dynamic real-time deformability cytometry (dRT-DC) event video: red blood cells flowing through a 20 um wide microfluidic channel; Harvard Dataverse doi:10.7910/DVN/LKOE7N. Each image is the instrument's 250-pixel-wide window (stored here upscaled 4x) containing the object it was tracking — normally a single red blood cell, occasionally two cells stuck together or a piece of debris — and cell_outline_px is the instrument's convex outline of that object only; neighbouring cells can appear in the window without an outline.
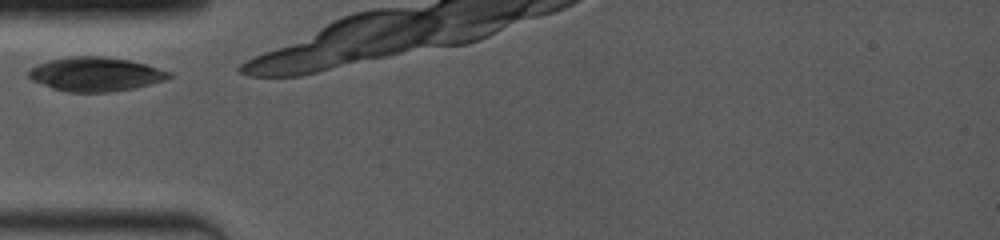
{"species": "common noctule bat (a hibernating species)", "species_latin": "Nyctalus noctula", "temperature_condition": "room temperature", "stored_images_in_passage": 13, "camera_frame_rate_fps": 4000, "um_per_image_px": 0.085, "animal": {"sex": "female", "body_mass_g": 19.0, "forearm_length_mm": 53.3}, "frame": {"image": 1, "passage_image": 1, "time_ms": 0.0, "image_size_px": [1000, 240], "cell_outline_px": [[172, 76], [164, 80], [132, 88], [108, 92], [64, 92], [52, 88], [32, 80], [28, 76], [28, 72], [36, 64], [48, 60], [68, 56], [104, 56], [128, 60], [144, 64], [172, 72]], "centroid_in_image_um": [8.08, 6.3], "position_along_channel_um": 76.9, "area_um2": 27.74}}